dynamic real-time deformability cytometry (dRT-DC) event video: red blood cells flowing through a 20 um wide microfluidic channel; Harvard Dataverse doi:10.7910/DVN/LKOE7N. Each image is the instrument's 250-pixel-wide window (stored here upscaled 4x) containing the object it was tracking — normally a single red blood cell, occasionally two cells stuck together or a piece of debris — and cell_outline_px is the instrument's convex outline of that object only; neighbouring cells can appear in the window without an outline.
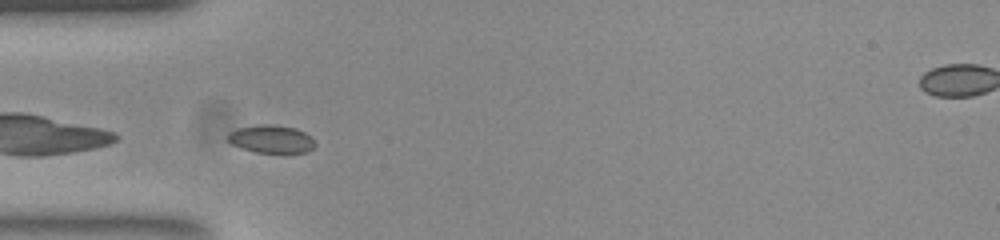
{"species": "common noctule bat (a hibernating species)", "species_latin": "Nyctalus noctula", "temperature_condition": "room temperature", "stored_images_in_passage": 33, "camera_frame_rate_fps": 3000, "um_per_image_px": 0.085, "animal": {"sex": "female", "body_mass_g": 23.0, "forearm_length_mm": 53.4}, "frame": {"image": 1, "passage_image": 1, "time_ms": 0.0, "image_size_px": [1000, 240], "cell_outline_px": [[316, 144], [308, 152], [256, 152], [232, 144], [228, 140], [228, 132], [236, 128], [260, 124], [272, 124], [296, 128], [304, 132]], "centroid_in_image_um": [23.03, 11.8], "position_along_channel_um": 62.0, "area_um2": 13.99}}
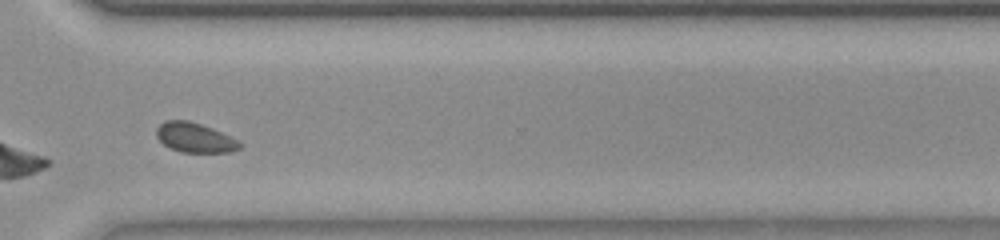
{"frame": {"image": 2, "passage_image": 24, "time_ms": 7.667, "image_size_px": [1000, 240], "cell_outline_px": [[240, 148], [228, 152], [180, 152], [164, 144], [156, 136], [156, 128], [164, 120], [188, 120], [212, 128], [240, 140]], "centroid_in_image_um": [16.55, 11.69], "position_along_channel_um": 354.0, "area_um2": 14.33}, "authors_computed_cell_mechanics": {"area_um2": 14.3922, "velocity_mm_per_s": 3.8195, "shape_relaxation_time_tau1_ms": null, "shape_relaxation_time_tau2_ms": 1.6802, "deformation_change_tau1": null, "deformation_change_tau2": 0.0415}}